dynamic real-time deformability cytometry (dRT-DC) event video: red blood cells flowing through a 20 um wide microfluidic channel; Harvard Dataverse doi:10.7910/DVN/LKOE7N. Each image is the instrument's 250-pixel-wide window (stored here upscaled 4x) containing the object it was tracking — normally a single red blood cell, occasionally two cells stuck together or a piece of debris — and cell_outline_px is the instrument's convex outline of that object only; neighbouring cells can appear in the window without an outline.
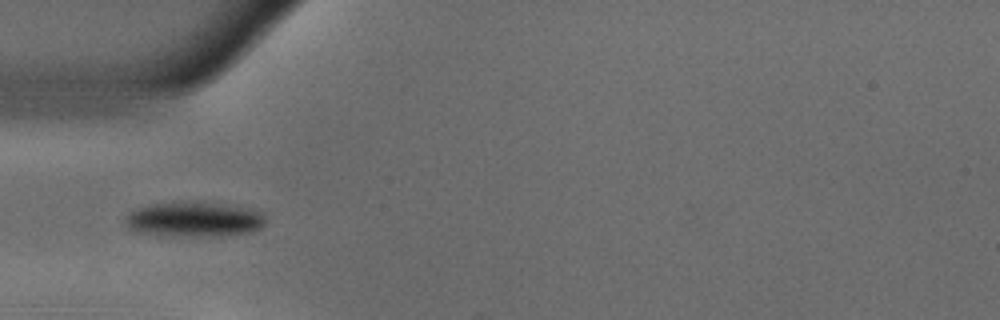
{"species": "common noctule bat (a hibernating species)", "species_latin": "Nyctalus noctula", "temperature_condition": "warm", "stored_images_in_passage": 38, "camera_frame_rate_fps": 3000, "um_per_image_px": 0.085, "animal": {"sex": "male", "body_mass_g": 18.8}, "frame": {"image": 1, "passage_image": 1, "time_ms": 0.0, "image_size_px": [1000, 320], "cell_outline_px": [[264, 224], [260, 228], [252, 232], [224, 236], [156, 236], [140, 232], [128, 228], [124, 224], [124, 216], [128, 212], [136, 208], [148, 204], [180, 200], [204, 200], [252, 208], [264, 212]], "centroid_in_image_um": [16.47, 18.61], "position_along_channel_um": 68.5, "area_um2": 30.11}}
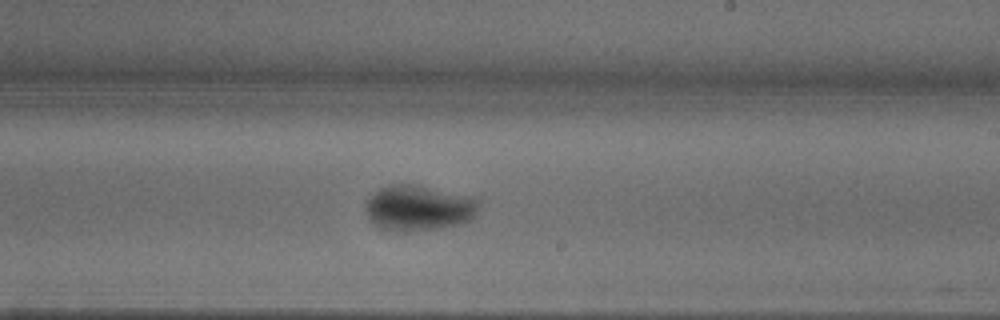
{"frame": {"image": 2, "passage_image": 16, "time_ms": 5.0, "image_size_px": [1000, 320], "cell_outline_px": [[480, 204], [476, 216], [460, 224], [444, 228], [416, 232], [388, 232], [372, 224], [368, 216], [364, 204], [368, 196], [380, 188], [388, 184], [420, 184], [476, 196]], "centroid_in_image_um": [35.6, 17.68], "position_along_channel_um": 253.4, "area_um2": 31.5}}
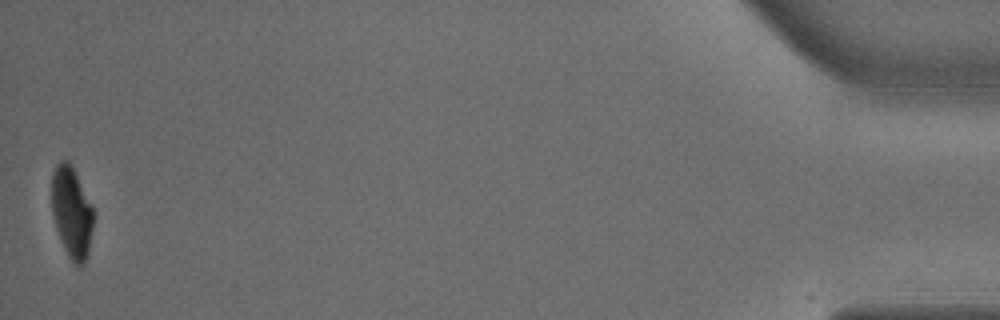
{"frame": {"image": 3, "passage_image": 38, "time_ms": 12.333, "image_size_px": [1000, 320], "cell_outline_px": [[92, 232], [88, 252], [80, 268], [72, 264], [64, 248], [56, 228], [52, 212], [52, 172], [56, 164], [60, 160], [68, 160], [92, 204]], "centroid_in_image_um": [6.08, 18.05], "position_along_channel_um": 429.1, "area_um2": 21.96}, "authors_computed_cell_mechanics": {"area_um2": 28.4954, "velocity_mm_per_s": 3.6831, "shape_relaxation_time_tau1_ms": 4.0172, "shape_relaxation_time_tau2_ms": null, "deformation_change_tau1": 0.1572, "deformation_change_tau2": null}}